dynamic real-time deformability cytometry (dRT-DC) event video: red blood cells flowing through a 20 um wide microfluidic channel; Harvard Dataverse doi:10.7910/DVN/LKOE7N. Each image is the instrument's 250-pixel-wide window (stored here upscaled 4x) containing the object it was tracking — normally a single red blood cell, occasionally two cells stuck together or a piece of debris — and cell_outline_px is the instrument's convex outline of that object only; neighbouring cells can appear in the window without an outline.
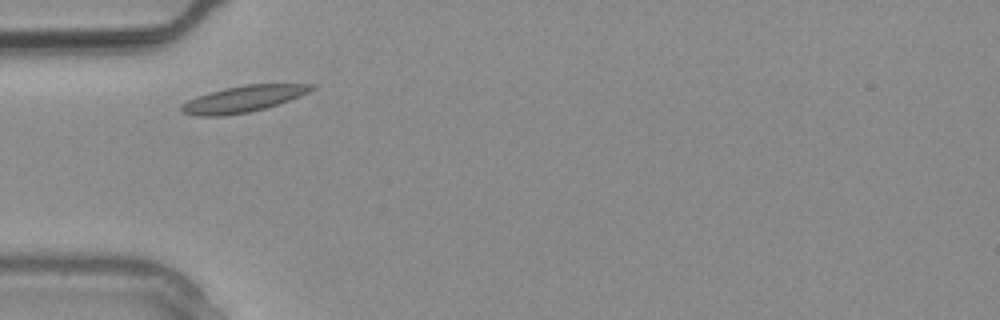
{"species": "common noctule bat (a hibernating species)", "species_latin": "Nyctalus noctula", "temperature_condition": "warm", "stored_images_in_passage": 3, "camera_frame_rate_fps": 3000, "um_per_image_px": 0.085, "animal": {"sex": "male", "body_mass_g": 20.4}, "frame": {"image": 1, "passage_image": 3, "time_ms": 0.667, "image_size_px": [1000, 320], "cell_outline_px": [[316, 88], [300, 96], [264, 108], [248, 112], [220, 116], [196, 116], [184, 112], [180, 108], [180, 104], [196, 96], [224, 88], [244, 84], [316, 84]], "centroid_in_image_um": [20.66, 8.4], "position_along_channel_um": 64.3, "area_um2": 19.83}}